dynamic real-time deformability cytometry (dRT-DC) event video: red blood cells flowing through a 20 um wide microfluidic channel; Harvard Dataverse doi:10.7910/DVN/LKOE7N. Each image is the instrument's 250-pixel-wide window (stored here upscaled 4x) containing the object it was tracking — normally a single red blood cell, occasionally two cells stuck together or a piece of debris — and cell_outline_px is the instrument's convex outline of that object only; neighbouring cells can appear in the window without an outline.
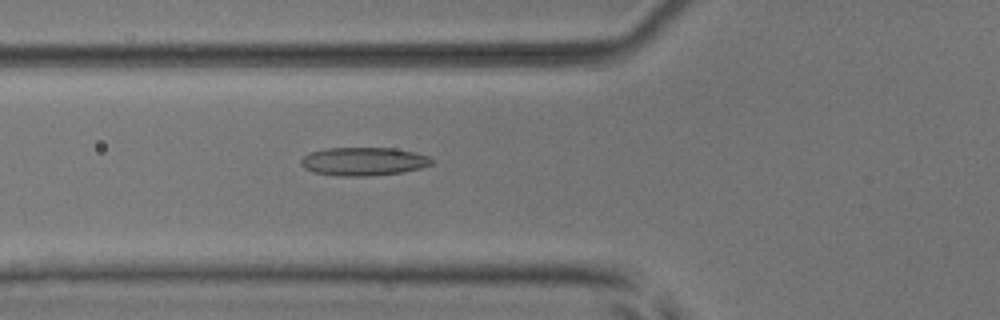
{"species": "common noctule bat (a hibernating species)", "species_latin": "Nyctalus noctula", "temperature_condition": "room temperature", "stored_images_in_passage": 53, "camera_frame_rate_fps": 3000, "um_per_image_px": 0.085, "animal": {"sex": "male", "body_mass_g": 17.9, "forearm_length_mm": 54.2}, "frame": {"image": 1, "passage_image": 20, "time_ms": 6.333, "image_size_px": [1000, 320], "cell_outline_px": [[432, 164], [420, 168], [404, 172], [368, 176], [340, 176], [312, 172], [304, 168], [300, 164], [300, 160], [304, 156], [312, 152], [324, 148], [396, 148], [428, 156], [432, 160]], "centroid_in_image_um": [30.87, 13.72], "position_along_channel_um": 94.9, "area_um2": 21.56}}
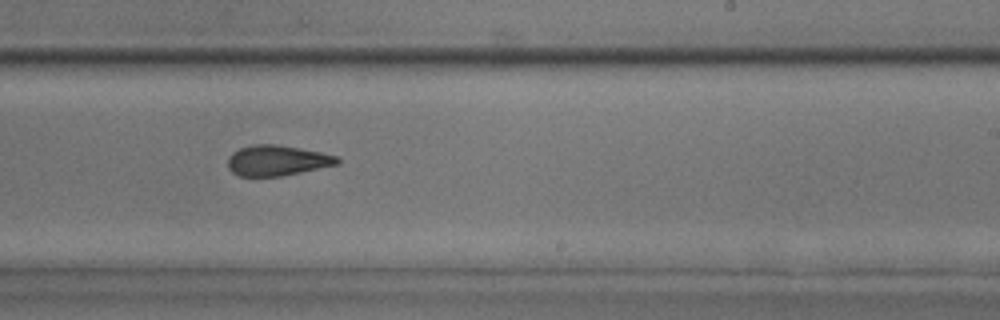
{"frame": {"image": 2, "passage_image": 33, "time_ms": 10.667, "image_size_px": [1000, 320], "cell_outline_px": [[340, 164], [280, 176], [240, 176], [232, 172], [228, 168], [228, 156], [232, 152], [240, 148], [252, 144], [276, 144], [320, 152], [336, 156], [340, 160]], "centroid_in_image_um": [23.53, 13.64], "position_along_channel_um": 265.5, "area_um2": 19.36}}
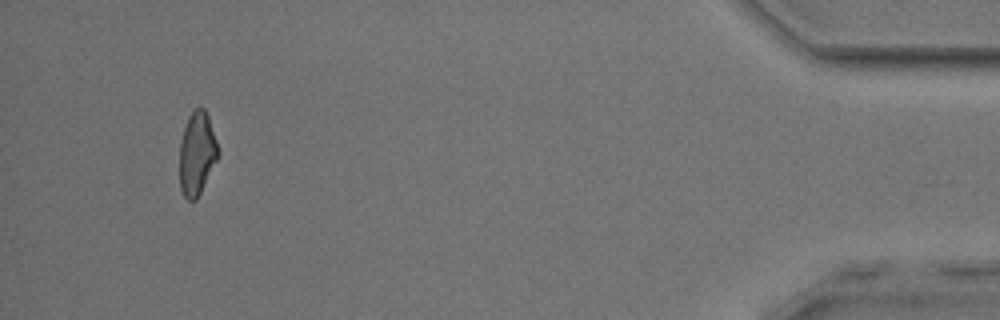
{"frame": {"image": 3, "passage_image": 50, "time_ms": 16.333, "image_size_px": [1000, 320], "cell_outline_px": [[220, 156], [196, 200], [188, 200], [184, 196], [180, 188], [180, 140], [188, 116], [196, 108], [204, 108], [208, 116], [220, 152]], "centroid_in_image_um": [16.75, 13.06], "position_along_channel_um": 418.4, "area_um2": 18.73}, "authors_computed_cell_mechanics": {"area_um2": 19.9988, "velocity_mm_per_s": 3.9466, "shape_relaxation_time_tau1_ms": null, "shape_relaxation_time_tau2_ms": 2.9088, "deformation_change_tau1": null, "deformation_change_tau2": 0.1127}}